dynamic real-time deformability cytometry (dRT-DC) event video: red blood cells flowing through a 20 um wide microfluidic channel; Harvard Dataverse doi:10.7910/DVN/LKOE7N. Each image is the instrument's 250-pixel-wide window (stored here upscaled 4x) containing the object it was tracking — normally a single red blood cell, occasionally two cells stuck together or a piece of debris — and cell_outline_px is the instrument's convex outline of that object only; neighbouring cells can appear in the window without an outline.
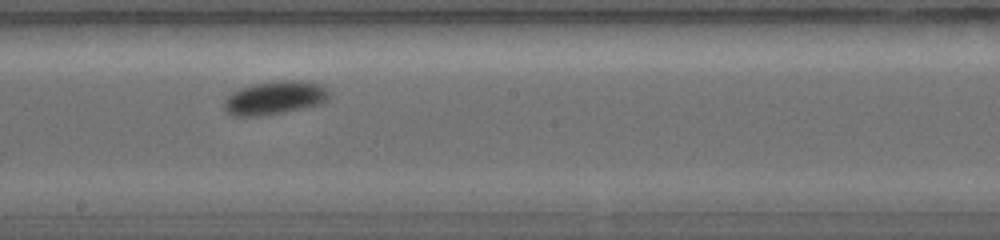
{"species": "common noctule bat (a hibernating species)", "species_latin": "Nyctalus noctula", "temperature_condition": "warm", "stored_images_in_passage": 15, "camera_frame_rate_fps": 5000, "um_per_image_px": 0.085, "animal": {"sex": "female", "body_mass_g": 19.0, "forearm_length_mm": 56.7}, "frame": {"image": 1, "passage_image": 7, "time_ms": 2.8, "image_size_px": [1000, 240], "cell_outline_px": [[328, 100], [320, 104], [284, 112], [264, 116], [232, 116], [224, 112], [224, 100], [232, 92], [240, 88], [252, 84], [276, 80], [300, 80], [320, 84], [328, 88]], "centroid_in_image_um": [23.33, 8.31], "position_along_channel_um": 224.9, "area_um2": 20.75}}